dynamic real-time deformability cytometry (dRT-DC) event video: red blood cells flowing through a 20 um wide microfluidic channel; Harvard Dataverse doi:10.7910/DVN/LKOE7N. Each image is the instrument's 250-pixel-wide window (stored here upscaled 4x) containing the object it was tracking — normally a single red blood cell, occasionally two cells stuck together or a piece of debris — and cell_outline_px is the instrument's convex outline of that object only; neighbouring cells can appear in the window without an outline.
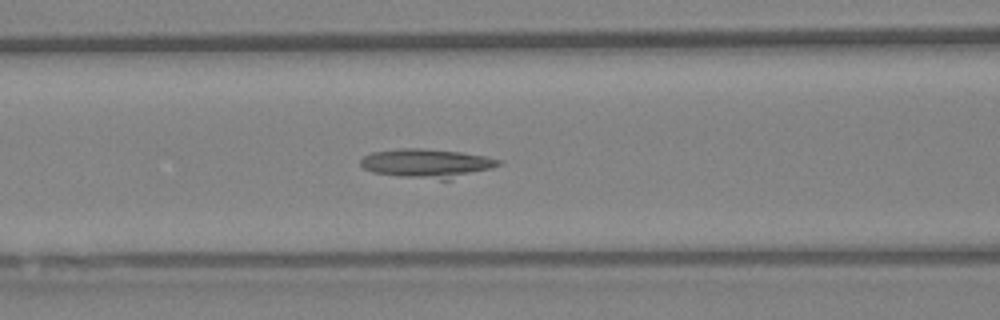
{"species": "Egyptian fruit bat (a non-hibernating species)", "species_latin": "Rousettus aegyptiacus", "temperature_condition": "warm", "stored_images_in_passage": 27, "camera_frame_rate_fps": 3000, "um_per_image_px": 0.085, "animal": {"sex": "female"}, "frame": {"image": 1, "passage_image": 8, "time_ms": 2.333, "image_size_px": [1000, 320], "cell_outline_px": [[504, 164], [492, 168], [448, 180], [440, 180], [396, 176], [372, 172], [364, 168], [360, 164], [360, 160], [364, 156], [372, 152], [400, 148], [424, 148], [460, 152], [488, 156], [500, 160]], "centroid_in_image_um": [36.3, 13.88], "position_along_channel_um": 130.3, "area_um2": 23.47}}
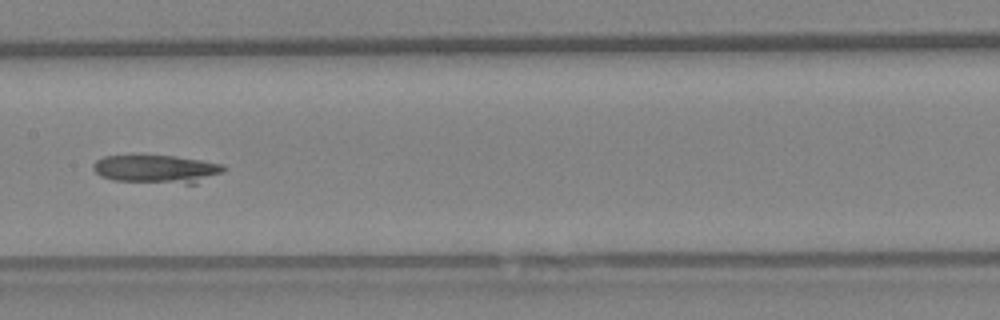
{"frame": {"image": 2, "passage_image": 12, "time_ms": 3.667, "image_size_px": [1000, 320], "cell_outline_px": [[228, 168], [196, 184], [184, 184], [112, 180], [100, 176], [92, 168], [92, 164], [96, 160], [104, 156], [176, 156], [200, 160], [220, 164]], "centroid_in_image_um": [13.27, 14.38], "position_along_channel_um": 194.1, "area_um2": 21.33}}